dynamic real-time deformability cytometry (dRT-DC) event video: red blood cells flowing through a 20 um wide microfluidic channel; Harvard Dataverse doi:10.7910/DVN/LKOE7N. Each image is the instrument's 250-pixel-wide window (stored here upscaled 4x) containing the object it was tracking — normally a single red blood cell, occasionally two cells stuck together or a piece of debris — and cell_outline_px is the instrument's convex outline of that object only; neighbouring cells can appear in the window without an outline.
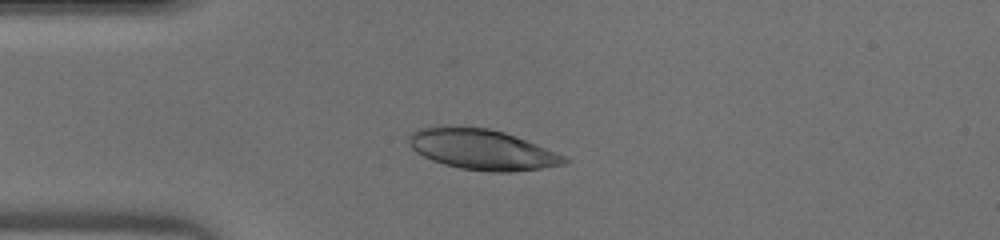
{"species": "human", "species_latin": "Homo sapiens", "temperature_condition": "warm", "stored_images_in_passage": 35, "camera_frame_rate_fps": 3000, "um_per_image_px": 0.085, "donor": {"sex": "male"}, "frame": {"image": 1, "passage_image": 1, "time_ms": 0.0, "image_size_px": [1000, 240], "cell_outline_px": [[572, 160], [564, 164], [540, 168], [512, 172], [492, 172], [460, 168], [444, 164], [432, 160], [416, 152], [408, 144], [408, 136], [416, 128], [488, 128], [504, 132], [536, 144], [564, 156]], "centroid_in_image_um": [40.98, 12.73], "position_along_channel_um": 44.0, "area_um2": 35.89}}
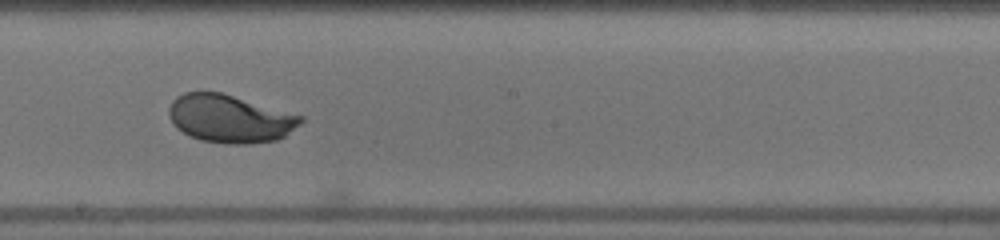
{"frame": {"image": 2, "passage_image": 15, "time_ms": 4.667, "image_size_px": [1000, 240], "cell_outline_px": [[304, 120], [300, 124], [284, 136], [276, 140], [252, 144], [224, 144], [200, 140], [188, 136], [176, 128], [168, 116], [168, 108], [172, 100], [176, 96], [184, 92], [220, 92], [304, 116]], "centroid_in_image_um": [19.51, 10.1], "position_along_channel_um": 228.7, "area_um2": 37.05}}
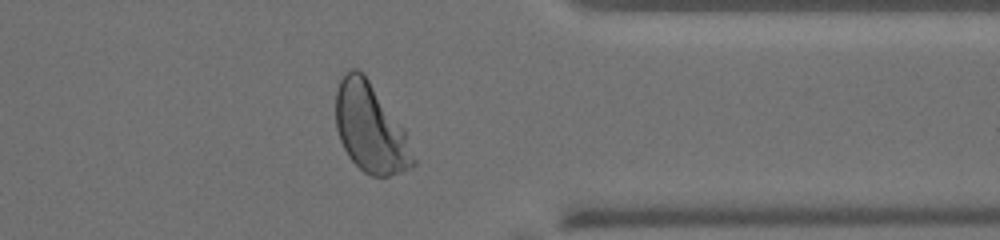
{"frame": {"image": 3, "passage_image": 26, "time_ms": 8.333, "image_size_px": [1000, 240], "cell_outline_px": [[416, 164], [412, 168], [388, 176], [372, 176], [364, 172], [348, 156], [340, 140], [336, 128], [336, 92], [340, 80], [344, 72], [352, 68], [356, 68], [364, 72], [404, 128], [416, 160]], "centroid_in_image_um": [31.49, 10.87], "position_along_channel_um": 379.9, "area_um2": 40.29}}